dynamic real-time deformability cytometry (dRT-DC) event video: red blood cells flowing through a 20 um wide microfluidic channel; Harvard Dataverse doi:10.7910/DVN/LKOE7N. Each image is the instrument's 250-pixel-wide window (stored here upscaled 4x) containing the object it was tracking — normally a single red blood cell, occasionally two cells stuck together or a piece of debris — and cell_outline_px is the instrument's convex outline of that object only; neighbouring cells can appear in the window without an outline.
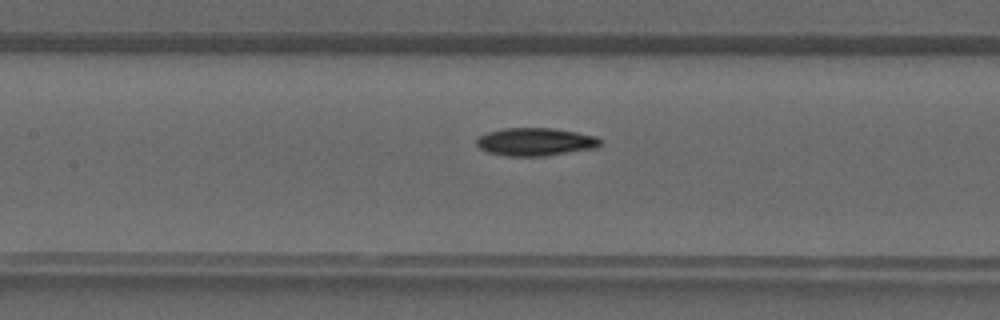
{"species": "common noctule bat (a hibernating species)", "species_latin": "Nyctalus noctula", "temperature_condition": "warm", "stored_images_in_passage": 40, "camera_frame_rate_fps": 3000, "um_per_image_px": 0.085, "animal": {"sex": "male", "forearm_length_mm": 52.5}, "frame": {"image": 1, "passage_image": 18, "time_ms": 5.667, "image_size_px": [1000, 320], "cell_outline_px": [[604, 140], [596, 148], [544, 156], [504, 156], [488, 152], [480, 148], [476, 144], [476, 140], [480, 136], [488, 132], [504, 128], [552, 128], [576, 132], [596, 136]], "centroid_in_image_um": [45.53, 12.06], "position_along_channel_um": 161.9, "area_um2": 20.17}}
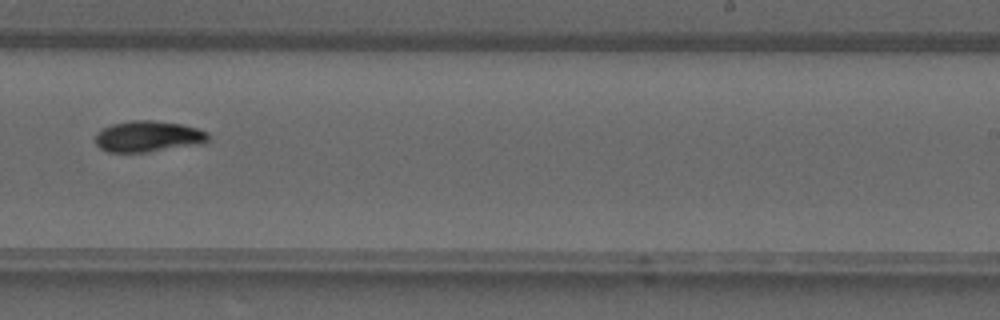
{"frame": {"image": 2, "passage_image": 25, "time_ms": 8.0, "image_size_px": [1000, 320], "cell_outline_px": [[208, 144], [144, 152], [108, 152], [100, 148], [96, 144], [96, 132], [100, 128], [112, 124], [128, 120], [152, 120], [180, 124], [196, 128], [208, 132]], "centroid_in_image_um": [12.6, 11.6], "position_along_channel_um": 276.4, "area_um2": 20.75}}
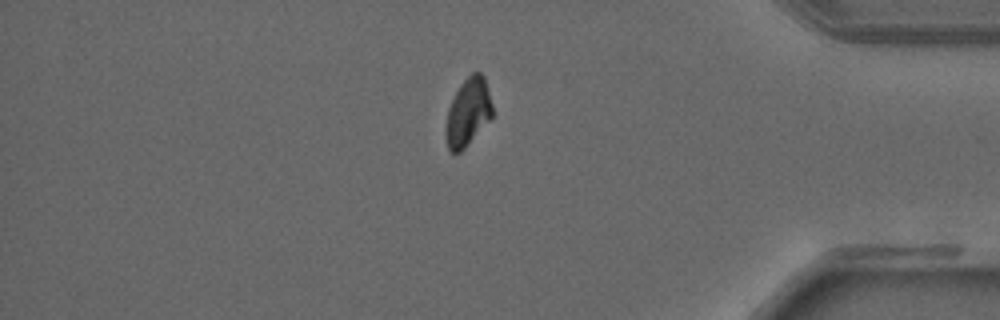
{"frame": {"image": 3, "passage_image": 34, "time_ms": 11.0, "image_size_px": [1000, 320], "cell_outline_px": [[492, 116], [464, 148], [460, 152], [452, 152], [448, 148], [444, 136], [444, 132], [448, 108], [460, 84], [472, 72], [480, 72], [484, 76], [492, 104]], "centroid_in_image_um": [39.75, 9.53], "position_along_channel_um": 395.4, "area_um2": 18.21}}